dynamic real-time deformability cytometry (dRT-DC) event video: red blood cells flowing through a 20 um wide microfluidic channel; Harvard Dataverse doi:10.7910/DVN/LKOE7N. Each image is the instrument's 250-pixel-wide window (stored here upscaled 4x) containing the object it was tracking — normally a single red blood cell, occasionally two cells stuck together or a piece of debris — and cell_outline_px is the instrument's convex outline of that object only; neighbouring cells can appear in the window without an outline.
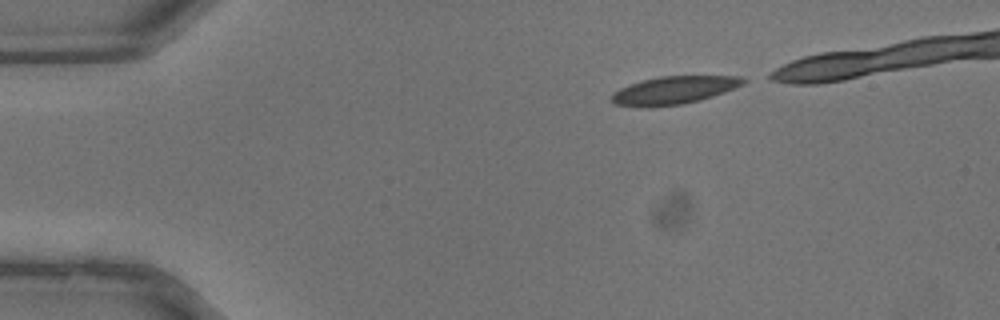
{"species": "common noctule bat (a hibernating species)", "species_latin": "Nyctalus noctula", "temperature_condition": "warm", "stored_images_in_passage": 5, "camera_frame_rate_fps": 3000, "um_per_image_px": 0.085, "animal": {"sex": "male", "body_mass_g": 13.3}, "frame": {"image": 1, "passage_image": 1, "time_ms": 0.0, "image_size_px": [1000, 320], "cell_outline_px": [[748, 80], [744, 84], [724, 92], [700, 100], [684, 104], [644, 108], [616, 104], [612, 100], [612, 92], [620, 88], [644, 80], [660, 76], [740, 76]], "centroid_in_image_um": [57.3, 7.67], "position_along_channel_um": 27.7, "area_um2": 21.33}}